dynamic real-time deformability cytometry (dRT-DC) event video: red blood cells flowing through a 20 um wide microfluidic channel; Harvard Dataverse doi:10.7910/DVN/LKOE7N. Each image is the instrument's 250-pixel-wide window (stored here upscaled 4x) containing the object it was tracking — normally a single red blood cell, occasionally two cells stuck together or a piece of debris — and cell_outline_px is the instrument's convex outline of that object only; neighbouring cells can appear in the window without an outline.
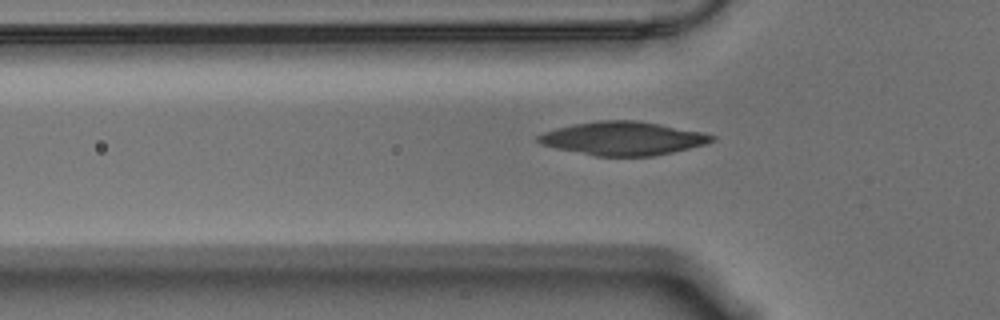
{"species": "Egyptian fruit bat (a non-hibernating species)", "species_latin": "Rousettus aegyptiacus", "temperature_condition": "warm", "stored_images_in_passage": 41, "camera_frame_rate_fps": 3000, "um_per_image_px": 0.085, "animal": {"sex": "male"}, "frame": {"image": 1, "passage_image": 2, "time_ms": 0.333, "image_size_px": [1000, 320], "cell_outline_px": [[716, 140], [704, 144], [672, 152], [652, 156], [596, 156], [556, 148], [540, 144], [536, 140], [536, 136], [544, 132], [556, 128], [572, 124], [600, 120], [640, 120], [700, 132], [716, 136]], "centroid_in_image_um": [52.91, 11.76], "position_along_channel_um": 72.9, "area_um2": 33.76}}
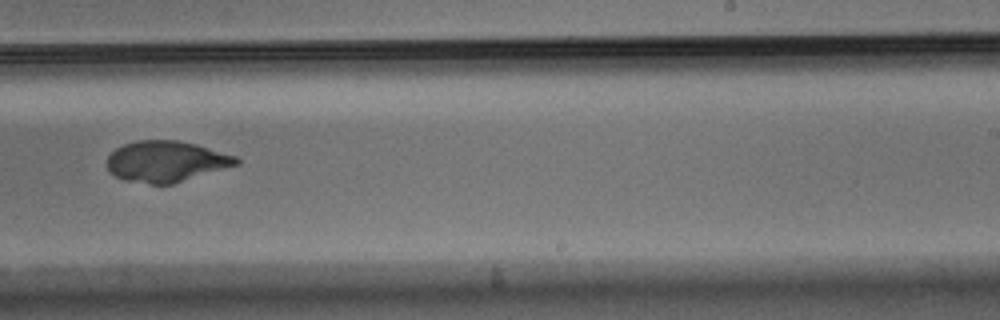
{"frame": {"image": 2, "passage_image": 19, "time_ms": 6.0, "image_size_px": [1000, 320], "cell_outline_px": [[240, 164], [172, 184], [152, 184], [124, 180], [108, 172], [108, 156], [116, 148], [124, 144], [136, 140], [176, 140], [196, 144], [236, 156], [240, 160]], "centroid_in_image_um": [14.12, 13.72], "position_along_channel_um": 274.9, "area_um2": 30.81}}
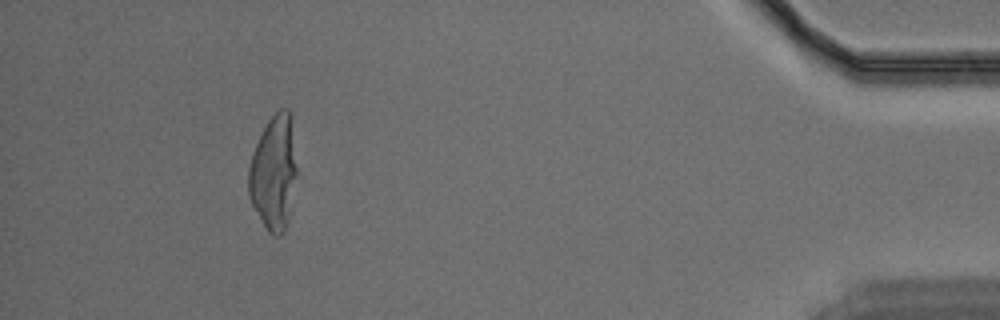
{"frame": {"image": 3, "passage_image": 36, "time_ms": 11.667, "image_size_px": [1000, 320], "cell_outline_px": [[296, 172], [288, 216], [284, 232], [280, 236], [272, 236], [268, 232], [252, 204], [248, 196], [248, 168], [252, 152], [268, 120], [280, 108], [288, 108], [292, 116], [296, 168]], "centroid_in_image_um": [23.25, 14.65], "position_along_channel_um": 411.9, "area_um2": 32.02}}